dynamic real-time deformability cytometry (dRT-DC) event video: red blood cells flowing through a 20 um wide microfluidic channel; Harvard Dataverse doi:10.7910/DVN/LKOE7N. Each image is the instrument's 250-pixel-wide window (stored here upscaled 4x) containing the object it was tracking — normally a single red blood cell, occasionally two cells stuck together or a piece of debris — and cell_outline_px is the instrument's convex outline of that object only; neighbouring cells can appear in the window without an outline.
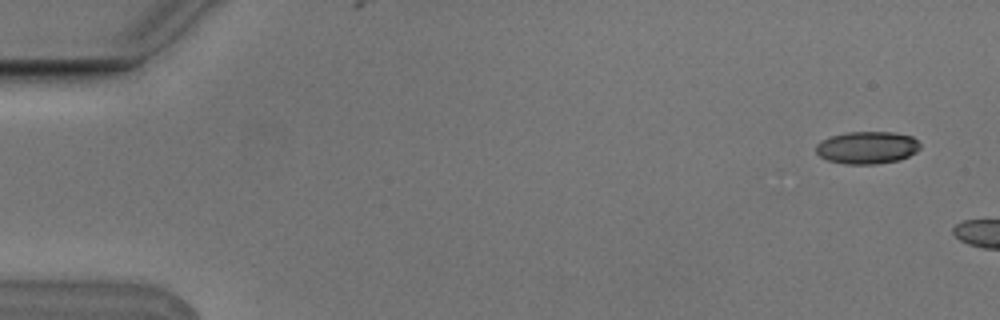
{"species": "Egyptian fruit bat (a non-hibernating species)", "species_latin": "Rousettus aegyptiacus", "temperature_condition": "cold", "stored_images_in_passage": 4, "camera_frame_rate_fps": 3000, "um_per_image_px": 0.085, "animal": {"sex": "male"}, "frame": {"image": 1, "passage_image": 1, "time_ms": 0.0, "image_size_px": [1000, 320], "cell_outline_px": [[920, 148], [916, 152], [900, 160], [876, 164], [844, 164], [828, 160], [820, 156], [816, 152], [816, 144], [832, 136], [844, 132], [896, 132], [912, 136], [920, 144]], "centroid_in_image_um": [73.72, 12.54], "position_along_channel_um": 11.3, "area_um2": 19.71}}